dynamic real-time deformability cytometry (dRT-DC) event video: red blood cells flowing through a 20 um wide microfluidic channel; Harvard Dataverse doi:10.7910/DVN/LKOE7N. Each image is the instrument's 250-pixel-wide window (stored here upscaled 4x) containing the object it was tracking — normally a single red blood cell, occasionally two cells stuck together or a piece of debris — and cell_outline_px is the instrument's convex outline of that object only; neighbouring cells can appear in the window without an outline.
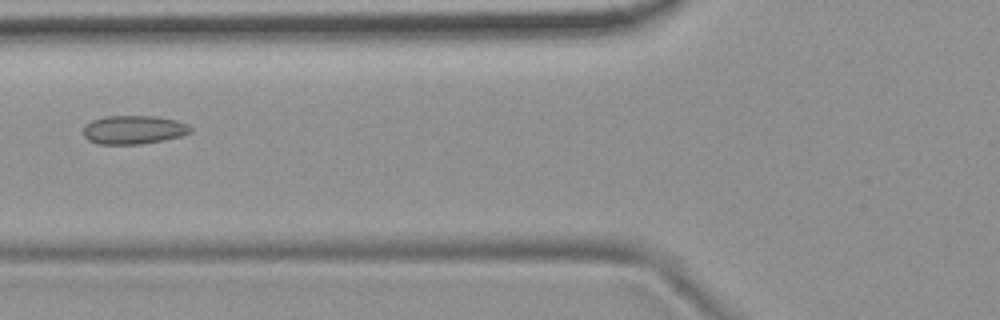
{"species": "common noctule bat (a hibernating species)", "species_latin": "Nyctalus noctula", "temperature_condition": "room temperature", "stored_images_in_passage": 6, "camera_frame_rate_fps": 3000, "um_per_image_px": 0.085, "animal": {"sex": "female", "body_mass_g": 19.9}, "frame": {"image": 1, "passage_image": 6, "time_ms": 5.667, "image_size_px": [1000, 320], "cell_outline_px": [[192, 132], [180, 136], [140, 144], [100, 144], [88, 140], [84, 136], [84, 124], [92, 120], [104, 116], [156, 116], [176, 120], [188, 124], [192, 128]], "centroid_in_image_um": [11.35, 11.02], "position_along_channel_um": 114.5, "area_um2": 17.86}}